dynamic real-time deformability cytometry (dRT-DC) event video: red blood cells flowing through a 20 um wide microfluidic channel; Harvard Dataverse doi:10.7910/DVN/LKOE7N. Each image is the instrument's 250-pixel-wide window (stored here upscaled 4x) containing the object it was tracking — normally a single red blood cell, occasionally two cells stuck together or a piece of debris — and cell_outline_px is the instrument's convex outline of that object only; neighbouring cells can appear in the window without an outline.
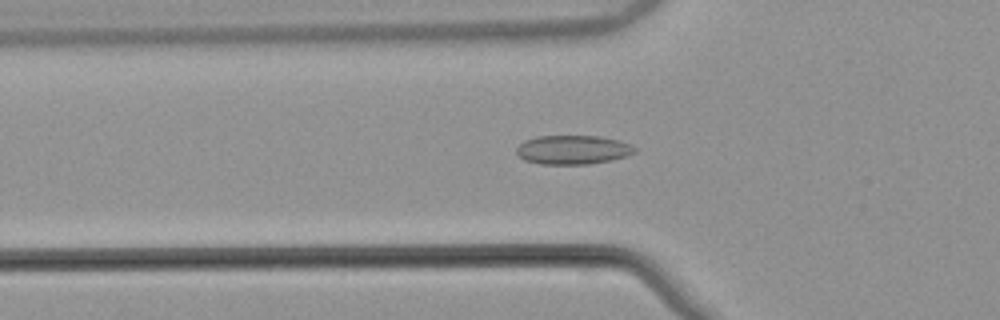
{"species": "common noctule bat (a hibernating species)", "species_latin": "Nyctalus noctula", "temperature_condition": "warm", "stored_images_in_passage": 44, "camera_frame_rate_fps": 3000, "um_per_image_px": 0.085, "animal": {"sex": "male", "body_mass_g": 21.5, "forearm_length_mm": 52.0}, "frame": {"image": 1, "passage_image": 9, "time_ms": 2.667, "image_size_px": [1000, 320], "cell_outline_px": [[636, 152], [628, 156], [612, 160], [588, 164], [540, 164], [524, 160], [516, 152], [516, 148], [524, 140], [536, 136], [600, 136], [616, 140], [628, 144], [636, 148]], "centroid_in_image_um": [48.68, 12.73], "position_along_channel_um": 77.1, "area_um2": 20.0}}
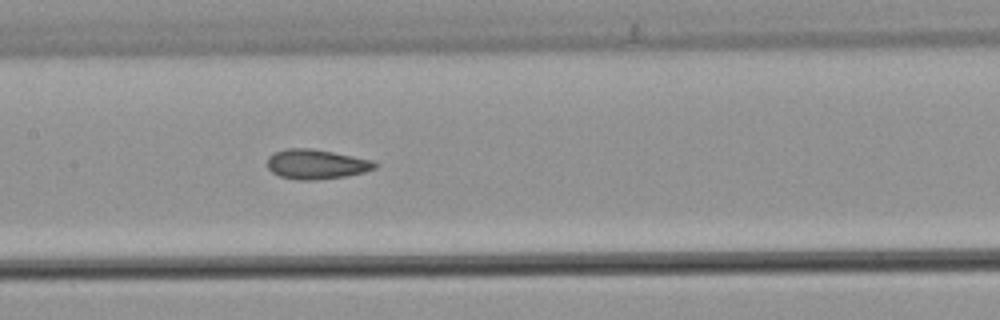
{"frame": {"image": 2, "passage_image": 17, "time_ms": 5.333, "image_size_px": [1000, 320], "cell_outline_px": [[380, 164], [376, 168], [364, 172], [348, 176], [312, 180], [300, 180], [280, 176], [272, 172], [268, 168], [268, 156], [272, 152], [284, 148], [312, 148], [372, 160]], "centroid_in_image_um": [26.88, 13.95], "position_along_channel_um": 180.5, "area_um2": 18.73}}
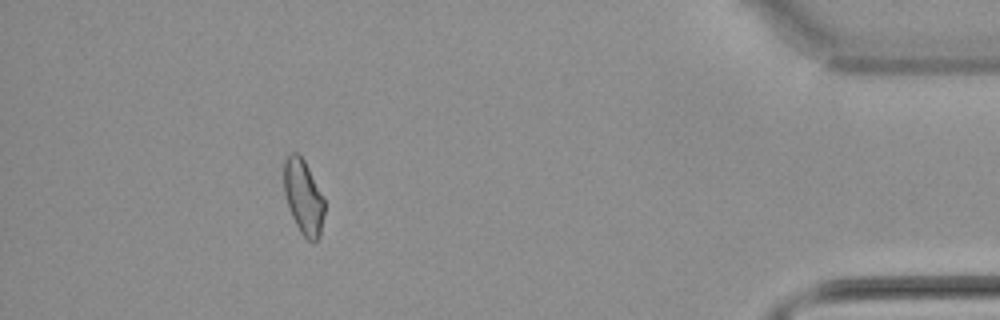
{"frame": {"image": 3, "passage_image": 39, "time_ms": 12.667, "image_size_px": [1000, 320], "cell_outline_px": [[324, 212], [320, 236], [312, 244], [300, 232], [292, 216], [284, 192], [284, 160], [292, 152], [296, 152], [304, 160], [324, 200]], "centroid_in_image_um": [25.78, 16.77], "position_along_channel_um": 409.4, "area_um2": 17.28}, "authors_computed_cell_mechanics": {"area_um2": 18.2359, "velocity_mm_per_s": 3.8548, "shape_relaxation_time_tau1_ms": null, "shape_relaxation_time_tau2_ms": 2.6011, "deformation_change_tau1": null, "deformation_change_tau2": 0.0771}}